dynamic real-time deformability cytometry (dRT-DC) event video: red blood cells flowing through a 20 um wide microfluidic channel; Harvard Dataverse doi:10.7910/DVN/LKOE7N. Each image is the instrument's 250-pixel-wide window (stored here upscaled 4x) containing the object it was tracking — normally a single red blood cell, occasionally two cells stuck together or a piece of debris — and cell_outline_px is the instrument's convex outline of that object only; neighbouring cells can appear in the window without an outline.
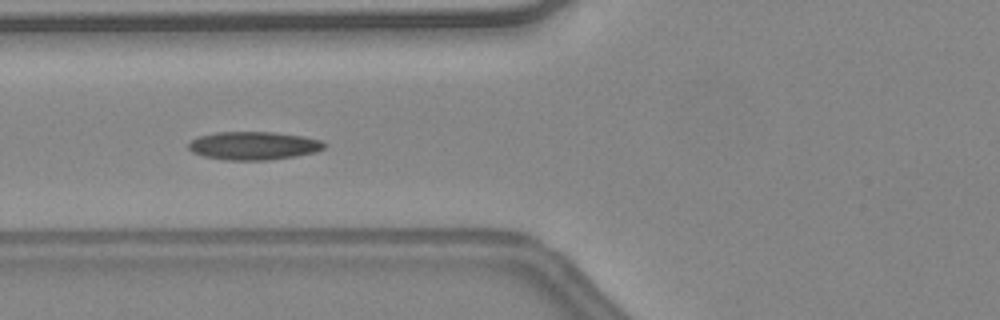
{"species": "common noctule bat (a hibernating species)", "species_latin": "Nyctalus noctula", "temperature_condition": "warm", "stored_images_in_passage": 49, "camera_frame_rate_fps": 3000, "um_per_image_px": 0.085, "animal": {"sex": "female", "body_mass_g": 24.6, "forearm_length_mm": 56.2}, "frame": {"image": 1, "passage_image": 21, "time_ms": 6.667, "image_size_px": [1000, 320], "cell_outline_px": [[328, 144], [324, 148], [316, 152], [296, 156], [268, 160], [224, 160], [204, 156], [192, 152], [188, 148], [188, 144], [192, 140], [200, 136], [216, 132], [276, 132], [304, 136], [320, 140]], "centroid_in_image_um": [21.59, 12.38], "position_along_channel_um": 104.2, "area_um2": 22.43}, "authors_computed_cell_mechanics": {"area_um2": 21.097, "velocity_mm_per_s": 4.5255, "shape_relaxation_time_tau1_ms": 5.1842, "shape_relaxation_time_tau2_ms": 1.8224, "deformation_change_tau1": 0.156, "deformation_change_tau2": 0.083}}